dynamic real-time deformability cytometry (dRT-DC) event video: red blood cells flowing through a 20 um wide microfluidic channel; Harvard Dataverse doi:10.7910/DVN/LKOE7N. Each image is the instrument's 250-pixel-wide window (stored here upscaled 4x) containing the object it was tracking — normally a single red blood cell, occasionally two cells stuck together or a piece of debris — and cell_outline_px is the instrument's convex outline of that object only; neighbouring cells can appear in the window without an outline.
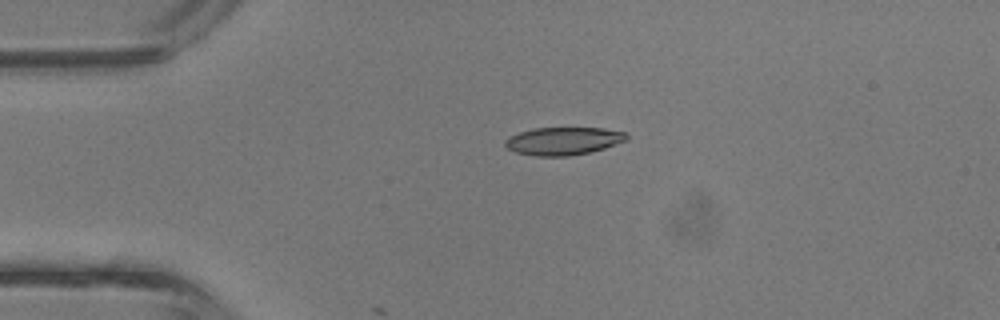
{"species": "common noctule bat (a hibernating species)", "species_latin": "Nyctalus noctula", "temperature_condition": "room temperature", "stored_images_in_passage": 3, "camera_frame_rate_fps": 3000, "um_per_image_px": 0.085, "animal": {"sex": "male", "body_mass_g": 13.3}, "frame": {"image": 1, "passage_image": 1, "time_ms": 0.0, "image_size_px": [1000, 320], "cell_outline_px": [[628, 140], [604, 148], [588, 152], [568, 156], [536, 156], [516, 152], [508, 148], [504, 144], [504, 140], [508, 136], [532, 128], [604, 128], [624, 132], [628, 136]], "centroid_in_image_um": [47.86, 11.98], "position_along_channel_um": 37.1, "area_um2": 19.65}}